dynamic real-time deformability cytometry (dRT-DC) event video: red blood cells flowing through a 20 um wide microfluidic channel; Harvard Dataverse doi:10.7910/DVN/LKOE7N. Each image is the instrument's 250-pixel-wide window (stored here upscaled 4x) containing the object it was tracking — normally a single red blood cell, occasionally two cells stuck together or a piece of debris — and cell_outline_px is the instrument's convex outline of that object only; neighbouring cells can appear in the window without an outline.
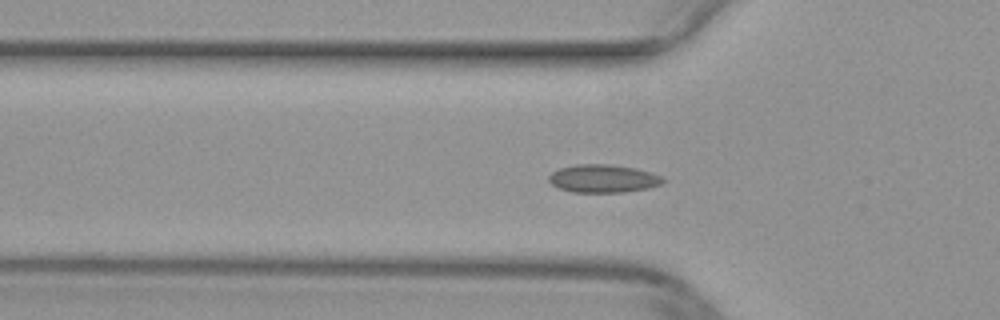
{"species": "common noctule bat (a hibernating species)", "species_latin": "Nyctalus noctula", "temperature_condition": "warm", "stored_images_in_passage": 37, "camera_frame_rate_fps": 3000, "um_per_image_px": 0.085, "animal": {"sex": "female", "body_mass_g": 29.2, "forearm_length_mm": 56.3}, "frame": {"image": 1, "passage_image": 3, "time_ms": 0.667, "image_size_px": [1000, 320], "cell_outline_px": [[668, 180], [660, 184], [648, 188], [624, 192], [572, 192], [556, 188], [548, 180], [548, 176], [552, 172], [560, 168], [576, 164], [612, 164], [636, 168], [660, 176]], "centroid_in_image_um": [51.24, 15.18], "position_along_channel_um": 74.6, "area_um2": 18.73}}
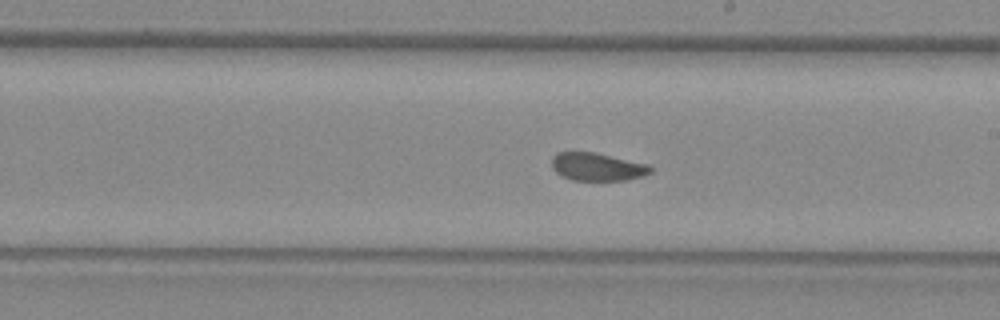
{"frame": {"image": 2, "passage_image": 15, "time_ms": 4.667, "image_size_px": [1000, 320], "cell_outline_px": [[652, 172], [640, 176], [624, 180], [572, 180], [560, 176], [552, 168], [552, 156], [556, 152], [592, 152], [648, 164], [652, 168]], "centroid_in_image_um": [50.71, 14.18], "position_along_channel_um": 238.3, "area_um2": 15.95}}
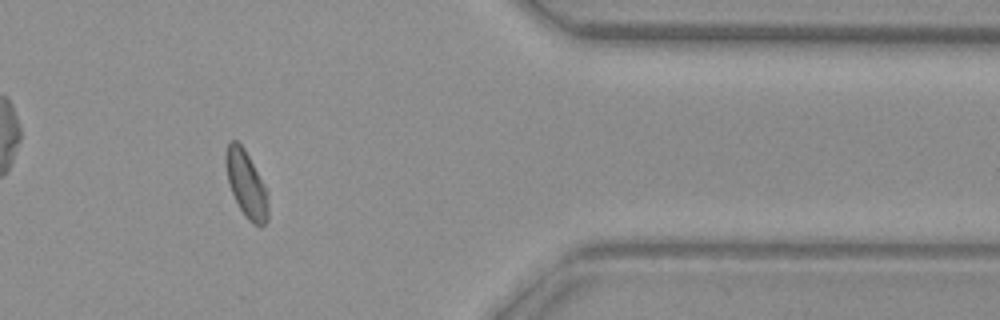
{"frame": {"image": 3, "passage_image": 28, "time_ms": 9.0, "image_size_px": [1000, 320], "cell_outline_px": [[268, 220], [260, 228], [252, 224], [244, 216], [228, 184], [224, 164], [224, 152], [228, 140], [236, 140], [244, 148], [268, 188]], "centroid_in_image_um": [20.93, 15.64], "position_along_channel_um": 390.5, "area_um2": 17.11}}